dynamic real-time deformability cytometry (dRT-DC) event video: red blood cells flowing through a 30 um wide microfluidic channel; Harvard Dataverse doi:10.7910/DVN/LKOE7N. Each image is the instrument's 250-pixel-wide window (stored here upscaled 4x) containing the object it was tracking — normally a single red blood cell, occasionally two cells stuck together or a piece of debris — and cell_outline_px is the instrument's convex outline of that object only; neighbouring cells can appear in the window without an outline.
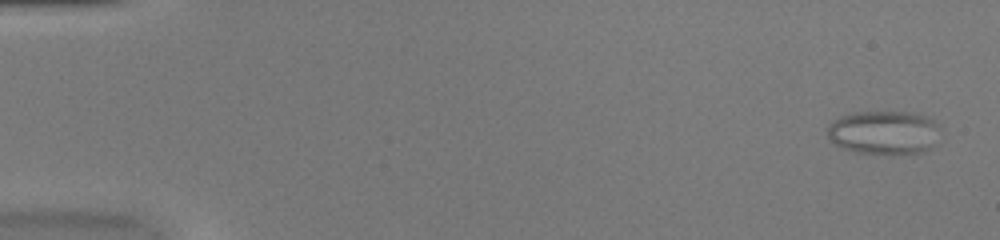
{"species": "common noctule bat (a hibernating species)", "species_latin": "Nyctalus noctula", "temperature_condition": "warm", "stored_images_in_passage": 52, "camera_frame_rate_fps": 3000, "um_per_image_px": 0.085, "animal": {"sex": "female", "body_mass_g": 20.0, "forearm_length_mm": 54.0}, "frame": {"image": 1, "passage_image": 3, "time_ms": 0.667, "image_size_px": [1000, 240], "cell_outline_px": [[940, 124], [936, 144], [932, 148], [924, 152], [856, 152], [844, 148], [836, 144], [828, 136], [828, 124], [832, 120], [840, 116], [856, 112], [912, 112], [924, 116]], "centroid_in_image_um": [75.16, 11.23], "position_along_channel_um": 9.8, "area_um2": 28.38}}
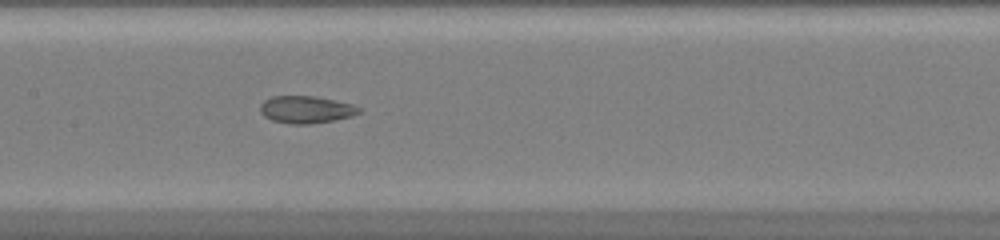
{"frame": {"image": 2, "passage_image": 27, "time_ms": 8.667, "image_size_px": [1000, 240], "cell_outline_px": [[360, 112], [352, 116], [336, 120], [308, 124], [292, 124], [272, 120], [264, 116], [260, 112], [260, 104], [264, 100], [272, 96], [312, 96], [352, 104], [360, 108]], "centroid_in_image_um": [25.99, 9.32], "position_along_channel_um": 181.4, "area_um2": 15.61}}
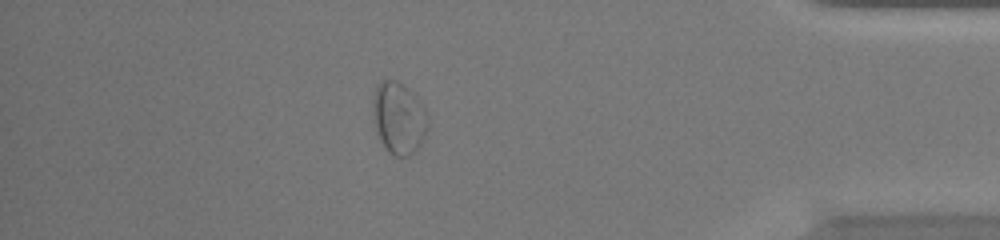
{"frame": {"image": 3, "passage_image": 46, "time_ms": 15.0, "image_size_px": [1000, 240], "cell_outline_px": [[428, 128], [420, 144], [408, 156], [396, 156], [388, 152], [380, 140], [376, 128], [372, 108], [372, 100], [376, 88], [380, 80], [396, 80], [412, 92], [428, 116]], "centroid_in_image_um": [33.87, 10.03], "position_along_channel_um": 401.3, "area_um2": 22.66}, "authors_computed_cell_mechanics": {"area_um2": 21.1837, "velocity_mm_per_s": 4.0485, "shape_relaxation_time_tau1_ms": null, "shape_relaxation_time_tau2_ms": 1.6236, "deformation_change_tau1": null, "deformation_change_tau2": 0.0767}}